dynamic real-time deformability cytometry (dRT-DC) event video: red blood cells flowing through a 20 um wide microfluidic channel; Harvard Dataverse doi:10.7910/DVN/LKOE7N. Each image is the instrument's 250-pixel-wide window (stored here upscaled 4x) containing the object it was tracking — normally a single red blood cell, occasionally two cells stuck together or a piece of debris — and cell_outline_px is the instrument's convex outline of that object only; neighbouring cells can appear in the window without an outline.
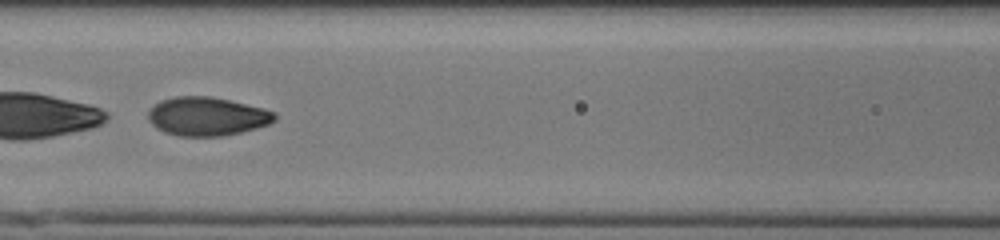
{"species": "human", "species_latin": "Homo sapiens", "temperature_condition": "cold", "stored_images_in_passage": 53, "segment_of_instrument_passage": [2, 2], "camera_frame_rate_fps": 3000, "um_per_image_px": 0.085, "donor": {"sex": "male"}, "frame": {"image": 1, "passage_image": 26, "time_ms": 8.333, "image_size_px": [1000, 240], "cell_outline_px": [[276, 120], [268, 124], [256, 128], [224, 136], [176, 136], [164, 132], [156, 128], [148, 120], [148, 112], [160, 100], [176, 96], [212, 96], [264, 108], [276, 112]], "centroid_in_image_um": [17.6, 9.89], "position_along_channel_um": 149.0, "area_um2": 28.61}}